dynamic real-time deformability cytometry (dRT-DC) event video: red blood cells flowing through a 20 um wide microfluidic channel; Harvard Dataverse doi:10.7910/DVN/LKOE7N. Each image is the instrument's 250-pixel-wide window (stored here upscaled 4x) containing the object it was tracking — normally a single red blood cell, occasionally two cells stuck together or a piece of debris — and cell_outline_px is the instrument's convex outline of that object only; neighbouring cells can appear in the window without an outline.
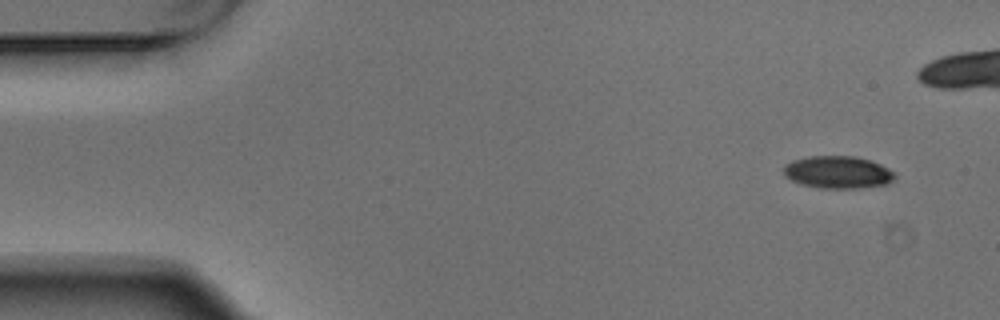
{"species": "Egyptian fruit bat (a non-hibernating species)", "species_latin": "Rousettus aegyptiacus", "temperature_condition": "warm", "stored_images_in_passage": 5, "camera_frame_rate_fps": 3000, "um_per_image_px": 0.085, "animal": {"sex": "male"}, "frame": {"image": 1, "passage_image": 1, "time_ms": 0.0, "image_size_px": [1000, 320], "cell_outline_px": [[896, 176], [888, 184], [860, 188], [820, 188], [804, 184], [792, 180], [784, 176], [784, 164], [792, 160], [808, 156], [856, 156], [872, 160], [896, 172]], "centroid_in_image_um": [71.24, 14.63], "position_along_channel_um": 13.8, "area_um2": 21.15}}
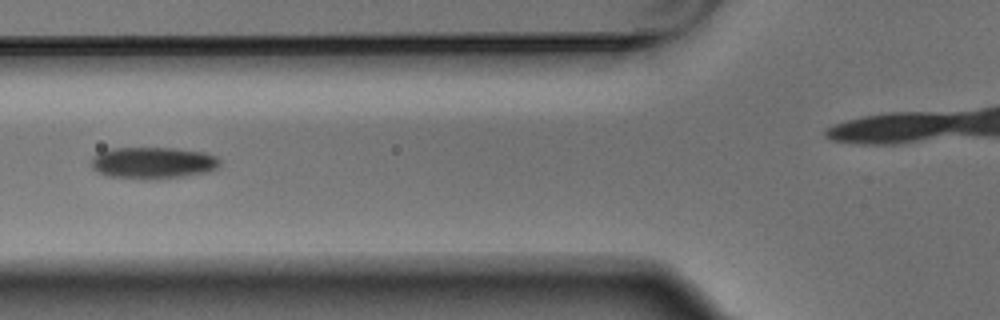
{"frame": {"image": 2, "passage_image": 5, "time_ms": 1.333, "image_size_px": [1000, 320], "cell_outline_px": [[220, 164], [216, 168], [208, 172], [184, 176], [144, 180], [108, 176], [92, 168], [92, 156], [100, 152], [112, 148], [176, 148], [204, 152], [216, 156], [220, 160]], "centroid_in_image_um": [13.01, 13.84], "position_along_channel_um": 112.8, "area_um2": 23.81}}